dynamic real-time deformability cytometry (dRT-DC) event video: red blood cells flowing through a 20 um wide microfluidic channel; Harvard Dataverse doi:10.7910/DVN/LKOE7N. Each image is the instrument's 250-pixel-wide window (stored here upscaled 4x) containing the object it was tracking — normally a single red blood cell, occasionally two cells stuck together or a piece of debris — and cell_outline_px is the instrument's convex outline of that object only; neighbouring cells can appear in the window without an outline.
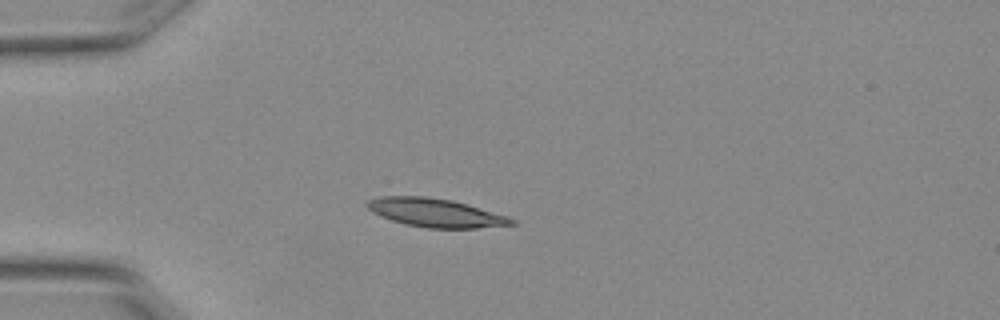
{"species": "Egyptian fruit bat (a non-hibernating species)", "species_latin": "Rousettus aegyptiacus", "temperature_condition": "warm", "stored_images_in_passage": 3, "camera_frame_rate_fps": 3000, "um_per_image_px": 0.085, "animal": {"sex": "female"}, "frame": {"image": 1, "passage_image": 3, "time_ms": 0.667, "image_size_px": [1000, 320], "cell_outline_px": [[516, 224], [476, 228], [428, 228], [404, 224], [392, 220], [372, 212], [364, 204], [368, 200], [384, 196], [424, 196], [452, 200], [508, 216], [516, 220]], "centroid_in_image_um": [37.02, 18.08], "position_along_channel_um": 48.0, "area_um2": 23.87}}